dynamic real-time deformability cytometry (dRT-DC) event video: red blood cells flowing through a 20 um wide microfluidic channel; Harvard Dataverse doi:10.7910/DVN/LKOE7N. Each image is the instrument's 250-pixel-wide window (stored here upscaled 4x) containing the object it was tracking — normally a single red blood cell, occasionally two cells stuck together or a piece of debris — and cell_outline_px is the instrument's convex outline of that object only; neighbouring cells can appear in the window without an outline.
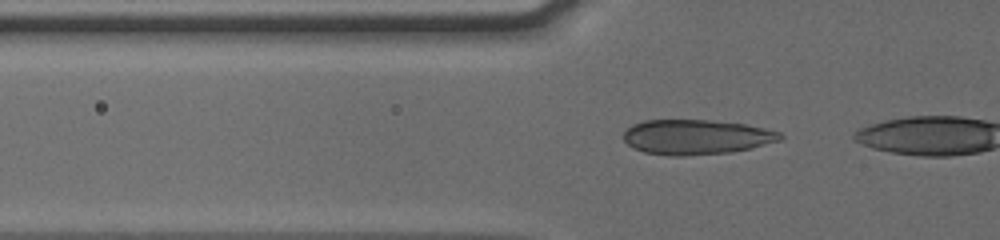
{"species": "human", "species_latin": "Homo sapiens", "temperature_condition": "cold", "stored_images_in_passage": 9, "camera_frame_rate_fps": 3000, "um_per_image_px": 0.085, "donor": {"sex": "male"}, "frame": {"image": 1, "passage_image": 7, "time_ms": 2.0, "image_size_px": [1000, 240], "cell_outline_px": [[784, 136], [780, 140], [752, 148], [732, 152], [684, 156], [668, 156], [644, 152], [632, 148], [624, 140], [624, 132], [632, 124], [644, 120], [708, 120], [744, 124], [764, 128], [780, 132]], "centroid_in_image_um": [59.16, 11.65], "position_along_channel_um": 66.6, "area_um2": 31.96}}